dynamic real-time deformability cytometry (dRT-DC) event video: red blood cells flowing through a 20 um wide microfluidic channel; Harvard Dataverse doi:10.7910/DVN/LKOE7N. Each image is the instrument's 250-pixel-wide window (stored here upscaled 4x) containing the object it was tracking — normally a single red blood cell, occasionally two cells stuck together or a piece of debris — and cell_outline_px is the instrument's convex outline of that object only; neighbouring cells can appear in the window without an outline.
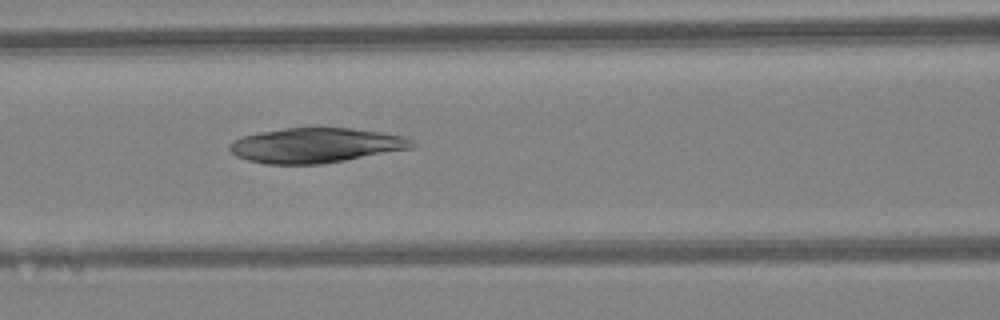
{"species": "Egyptian fruit bat (a non-hibernating species)", "species_latin": "Rousettus aegyptiacus", "temperature_condition": "warm", "stored_images_in_passage": 33, "camera_frame_rate_fps": 3000, "um_per_image_px": 0.085, "animal": {"sex": "female"}, "frame": {"image": 1, "passage_image": 7, "time_ms": 2.0, "image_size_px": [1000, 320], "cell_outline_px": [[420, 144], [416, 148], [320, 164], [264, 164], [248, 160], [236, 156], [228, 148], [228, 144], [232, 140], [240, 136], [260, 132], [284, 128], [352, 128], [380, 132], [404, 136]], "centroid_in_image_um": [26.86, 12.35], "position_along_channel_um": 139.7, "area_um2": 37.4}}
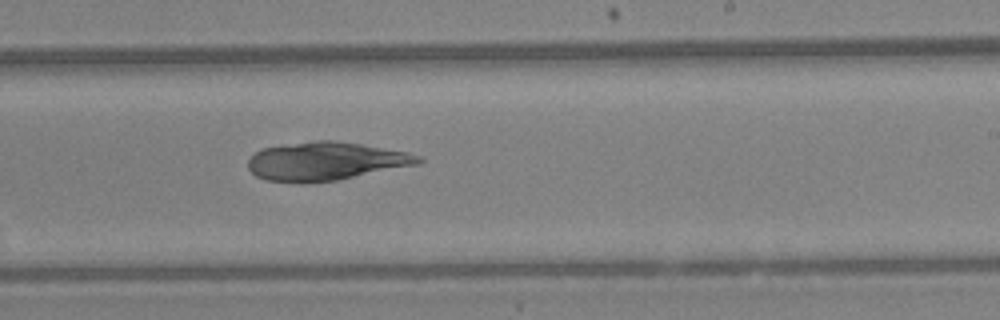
{"frame": {"image": 2, "passage_image": 15, "time_ms": 4.667, "image_size_px": [1000, 320], "cell_outline_px": [[424, 160], [420, 164], [336, 180], [264, 180], [256, 176], [248, 168], [248, 160], [260, 148], [316, 140], [332, 140], [360, 144], [408, 152], [420, 156]], "centroid_in_image_um": [27.72, 13.67], "position_along_channel_um": 261.3, "area_um2": 37.17}}
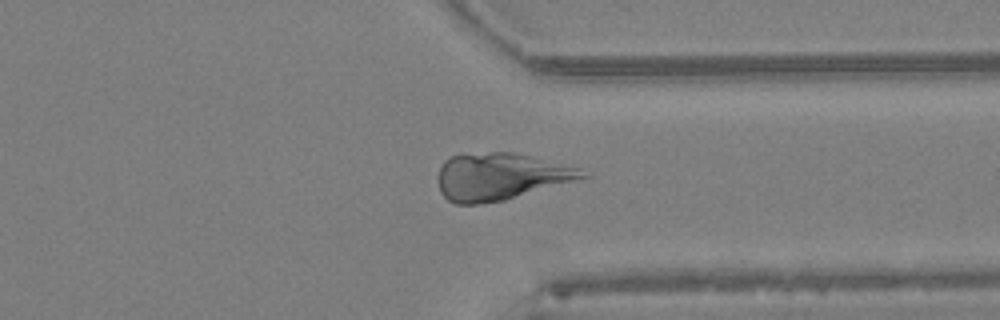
{"frame": {"image": 3, "passage_image": 22, "time_ms": 7.0, "image_size_px": [1000, 320], "cell_outline_px": [[592, 176], [504, 200], [476, 204], [456, 204], [448, 200], [440, 192], [436, 176], [444, 160], [452, 156], [492, 152], [512, 152], [580, 168], [592, 172]], "centroid_in_image_um": [42.55, 15.01], "position_along_channel_um": 368.8, "area_um2": 39.54}}